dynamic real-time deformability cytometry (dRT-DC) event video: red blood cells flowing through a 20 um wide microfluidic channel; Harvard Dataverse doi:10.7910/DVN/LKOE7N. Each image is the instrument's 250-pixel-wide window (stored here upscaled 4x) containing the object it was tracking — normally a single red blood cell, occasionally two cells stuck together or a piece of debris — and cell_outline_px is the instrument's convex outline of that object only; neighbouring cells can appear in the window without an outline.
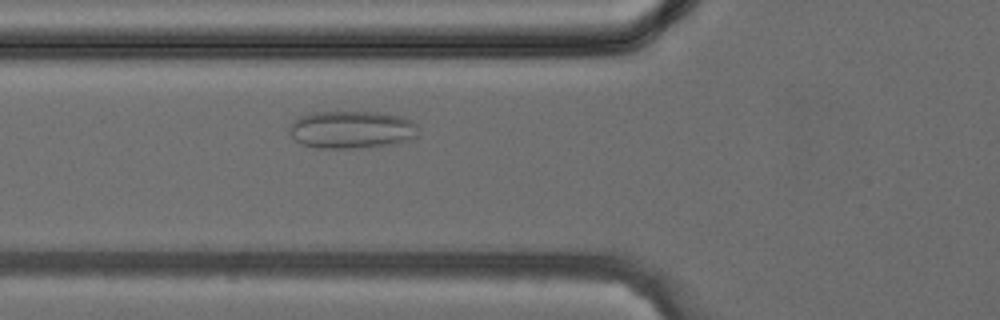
{"species": "common noctule bat (a hibernating species)", "species_latin": "Nyctalus noctula", "temperature_condition": "cold", "stored_images_in_passage": 37, "camera_frame_rate_fps": 3000, "um_per_image_px": 0.085, "animal": {"sex": "female", "body_mass_g": 24.6, "forearm_length_mm": 56.2}, "frame": {"image": 1, "passage_image": 11, "time_ms": 3.333, "image_size_px": [1000, 320], "cell_outline_px": [[416, 136], [400, 144], [368, 148], [316, 148], [300, 144], [288, 132], [288, 128], [292, 120], [300, 116], [312, 112], [384, 112], [404, 116], [412, 120], [416, 124]], "centroid_in_image_um": [29.89, 11.02], "position_along_channel_um": 95.9, "area_um2": 29.02}}